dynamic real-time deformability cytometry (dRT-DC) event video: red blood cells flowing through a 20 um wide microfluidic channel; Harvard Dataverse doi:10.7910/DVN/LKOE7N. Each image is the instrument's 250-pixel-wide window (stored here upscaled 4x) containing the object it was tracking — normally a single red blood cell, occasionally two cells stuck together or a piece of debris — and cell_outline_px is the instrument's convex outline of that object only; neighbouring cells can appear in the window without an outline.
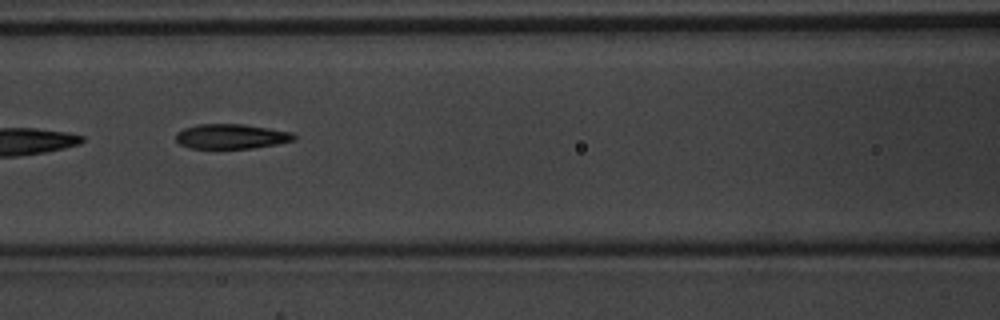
{"species": "common noctule bat (a hibernating species)", "species_latin": "Nyctalus noctula", "temperature_condition": "warm", "stored_images_in_passage": 9, "camera_frame_rate_fps": 3000, "um_per_image_px": 0.085, "animal": {"sex": "male", "body_mass_g": 20.1, "forearm_length_mm": 53.5}, "frame": {"image": 1, "passage_image": 7, "time_ms": 2.0, "image_size_px": [1000, 320], "cell_outline_px": [[296, 140], [276, 144], [252, 148], [188, 148], [180, 144], [176, 140], [176, 132], [184, 128], [196, 124], [244, 124], [292, 132], [296, 136]], "centroid_in_image_um": [19.64, 11.59], "position_along_channel_um": 147.0, "area_um2": 17.11}}
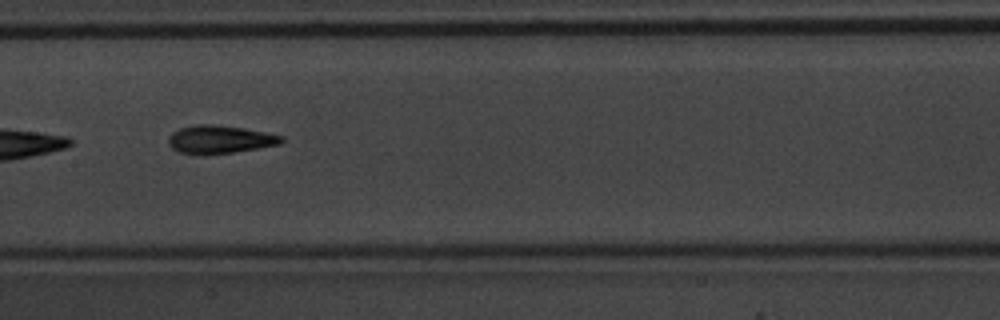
{"frame": {"image": 2, "passage_image": 8, "time_ms": 2.333, "image_size_px": [1000, 320], "cell_outline_px": [[284, 140], [280, 144], [232, 152], [204, 156], [180, 152], [172, 148], [168, 144], [168, 136], [172, 132], [180, 128], [196, 124], [212, 124], [244, 128], [284, 136]], "centroid_in_image_um": [18.64, 11.85], "position_along_channel_um": 188.8, "area_um2": 18.61}}
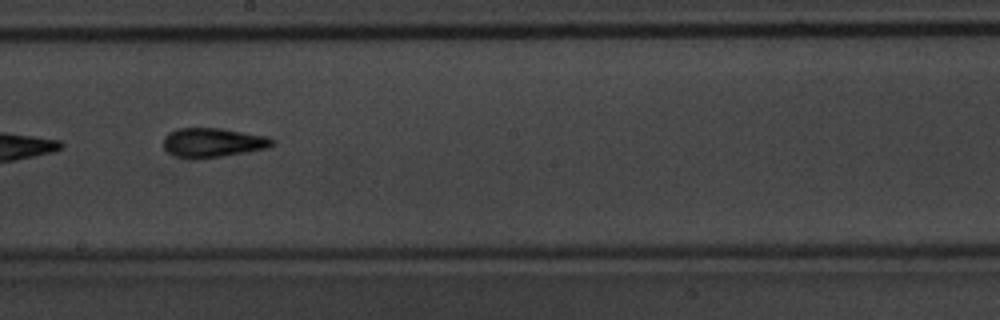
{"frame": {"image": 3, "passage_image": 9, "time_ms": 2.667, "image_size_px": [1000, 320], "cell_outline_px": [[276, 140], [268, 148], [248, 152], [220, 156], [176, 156], [168, 152], [164, 148], [164, 136], [168, 132], [176, 128], [220, 128], [268, 136]], "centroid_in_image_um": [18.13, 12.07], "position_along_channel_um": 230.1, "area_um2": 18.15}}